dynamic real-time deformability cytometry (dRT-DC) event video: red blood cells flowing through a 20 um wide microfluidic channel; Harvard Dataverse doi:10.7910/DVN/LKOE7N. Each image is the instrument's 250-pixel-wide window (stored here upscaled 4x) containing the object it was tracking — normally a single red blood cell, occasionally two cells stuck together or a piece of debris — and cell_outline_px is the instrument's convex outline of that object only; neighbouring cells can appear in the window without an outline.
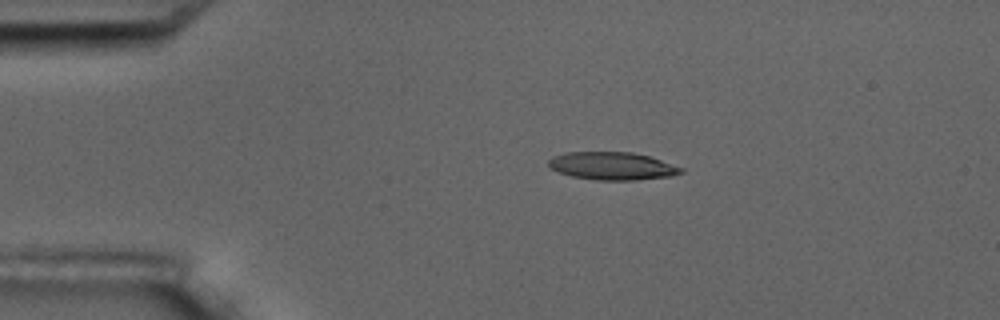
{"species": "common noctule bat (a hibernating species)", "species_latin": "Nyctalus noctula", "temperature_condition": "room temperature", "stored_images_in_passage": 8, "camera_frame_rate_fps": 3000, "um_per_image_px": 0.085, "animal": {"sex": "male", "body_mass_g": 17.5, "forearm_length_mm": 52.3}, "frame": {"image": 1, "passage_image": 2, "time_ms": 1.0, "image_size_px": [1000, 320], "cell_outline_px": [[684, 172], [672, 176], [636, 180], [596, 180], [572, 176], [548, 168], [548, 160], [552, 156], [564, 152], [632, 152], [648, 156], [684, 168]], "centroid_in_image_um": [52.02, 14.11], "position_along_channel_um": 33.0, "area_um2": 21.56}}
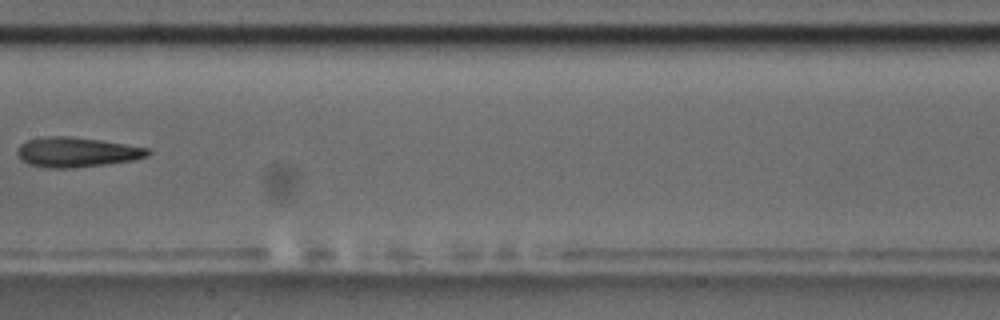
{"frame": {"image": 2, "passage_image": 7, "time_ms": 7.0, "image_size_px": [1000, 320], "cell_outline_px": [[152, 152], [148, 156], [132, 160], [76, 168], [48, 168], [28, 164], [20, 160], [16, 152], [16, 148], [20, 144], [28, 140], [40, 136], [68, 136], [100, 140], [152, 148]], "centroid_in_image_um": [6.5, 12.93], "position_along_channel_um": 200.9, "area_um2": 23.0}}
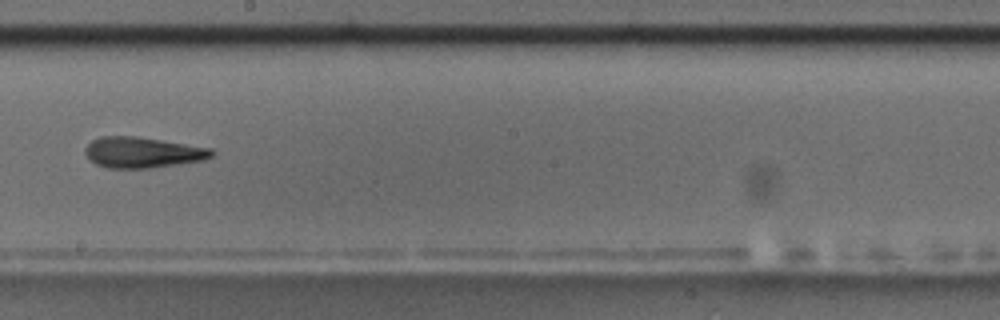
{"frame": {"image": 3, "passage_image": 8, "time_ms": 8.0, "image_size_px": [1000, 320], "cell_outline_px": [[216, 152], [212, 156], [204, 160], [148, 168], [108, 168], [96, 164], [88, 160], [84, 152], [84, 148], [92, 140], [100, 136], [136, 136], [212, 148]], "centroid_in_image_um": [12.09, 12.95], "position_along_channel_um": 236.1, "area_um2": 22.77}}